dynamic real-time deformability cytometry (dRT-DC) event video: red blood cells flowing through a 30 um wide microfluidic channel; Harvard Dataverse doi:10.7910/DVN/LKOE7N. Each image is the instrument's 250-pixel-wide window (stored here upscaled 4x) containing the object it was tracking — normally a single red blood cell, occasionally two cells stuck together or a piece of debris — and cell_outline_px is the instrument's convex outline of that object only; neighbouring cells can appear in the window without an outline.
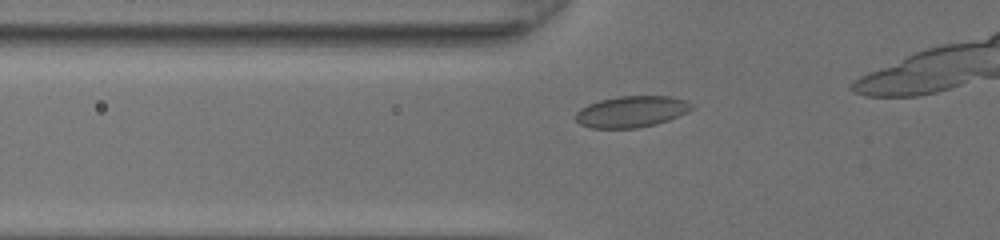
{"species": "common noctule bat (a hibernating species)", "species_latin": "Nyctalus noctula", "temperature_condition": "room temperature", "stored_images_in_passage": 23, "camera_frame_rate_fps": 3000, "um_per_image_px": 0.085, "animal": {"sex": "female", "body_mass_g": 20.0, "forearm_length_mm": 54.0}, "frame": {"image": 1, "passage_image": 6, "time_ms": 1.667, "image_size_px": [1000, 240], "cell_outline_px": [[696, 104], [688, 112], [668, 120], [656, 124], [636, 128], [592, 128], [580, 124], [576, 120], [576, 112], [580, 108], [588, 104], [600, 100], [616, 96], [672, 96], [688, 100]], "centroid_in_image_um": [53.72, 9.47], "position_along_channel_um": 72.1, "area_um2": 21.39}}
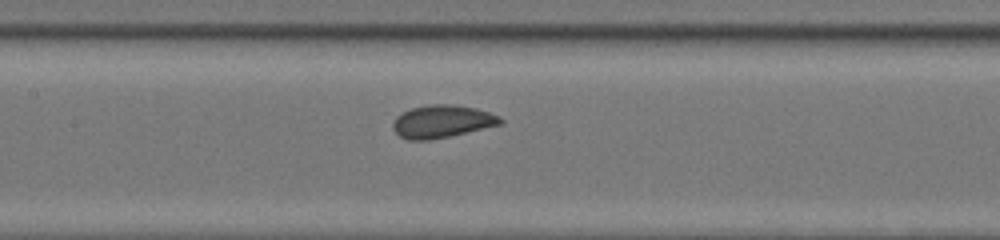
{"frame": {"image": 2, "passage_image": 13, "time_ms": 4.0, "image_size_px": [1000, 240], "cell_outline_px": [[504, 124], [448, 136], [428, 140], [408, 140], [400, 136], [392, 128], [392, 124], [396, 116], [412, 108], [428, 104], [452, 104], [476, 108], [500, 116], [504, 120]], "centroid_in_image_um": [37.59, 10.32], "position_along_channel_um": 169.8, "area_um2": 20.46}}
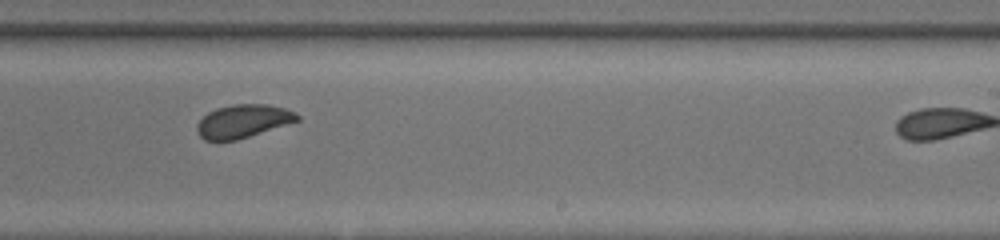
{"frame": {"image": 3, "passage_image": 20, "time_ms": 6.333, "image_size_px": [1000, 240], "cell_outline_px": [[300, 120], [236, 140], [204, 140], [196, 132], [196, 124], [208, 112], [216, 108], [232, 104], [268, 104], [284, 108], [296, 112], [300, 116]], "centroid_in_image_um": [20.65, 10.29], "position_along_channel_um": 268.4, "area_um2": 19.36}}